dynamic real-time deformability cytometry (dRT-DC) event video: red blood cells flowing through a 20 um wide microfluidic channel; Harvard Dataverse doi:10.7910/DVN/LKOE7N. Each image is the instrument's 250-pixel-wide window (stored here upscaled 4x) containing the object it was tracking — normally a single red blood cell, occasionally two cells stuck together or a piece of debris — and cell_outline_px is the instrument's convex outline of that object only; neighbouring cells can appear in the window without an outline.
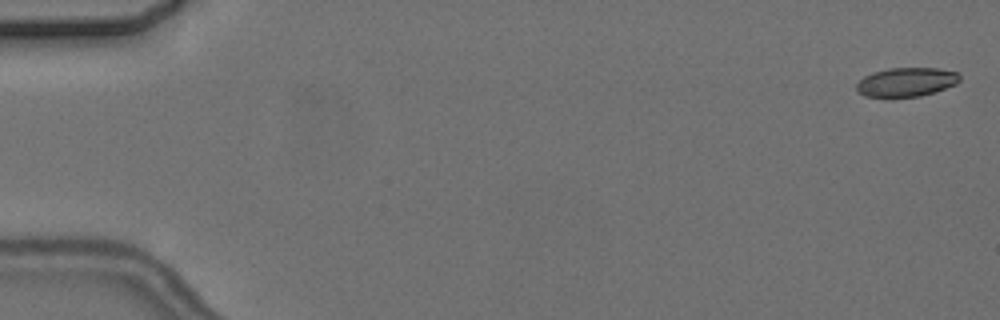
{"species": "common noctule bat (a hibernating species)", "species_latin": "Nyctalus noctula", "temperature_condition": "cold", "stored_images_in_passage": 6, "camera_frame_rate_fps": 3000, "um_per_image_px": 0.085, "animal": {"sex": "female", "body_mass_g": 24.6, "forearm_length_mm": 56.2}, "frame": {"image": 1, "passage_image": 1, "time_ms": 0.0, "image_size_px": [1000, 320], "cell_outline_px": [[960, 80], [956, 84], [936, 92], [920, 96], [892, 100], [864, 96], [856, 88], [856, 84], [864, 76], [872, 72], [888, 68], [940, 68], [956, 72], [960, 76]], "centroid_in_image_um": [77.01, 7.02], "position_along_channel_um": 8.0, "area_um2": 18.15}}
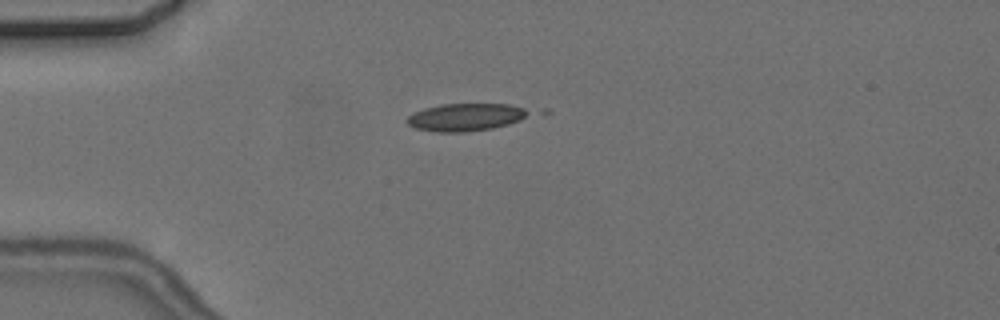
{"frame": {"image": 2, "passage_image": 5, "time_ms": 4.667, "image_size_px": [1000, 320], "cell_outline_px": [[552, 112], [544, 116], [492, 128], [464, 132], [436, 132], [416, 128], [408, 124], [404, 120], [412, 112], [424, 108], [440, 104], [512, 104], [548, 108]], "centroid_in_image_um": [40.1, 9.91], "position_along_channel_um": 44.9, "area_um2": 21.68}}